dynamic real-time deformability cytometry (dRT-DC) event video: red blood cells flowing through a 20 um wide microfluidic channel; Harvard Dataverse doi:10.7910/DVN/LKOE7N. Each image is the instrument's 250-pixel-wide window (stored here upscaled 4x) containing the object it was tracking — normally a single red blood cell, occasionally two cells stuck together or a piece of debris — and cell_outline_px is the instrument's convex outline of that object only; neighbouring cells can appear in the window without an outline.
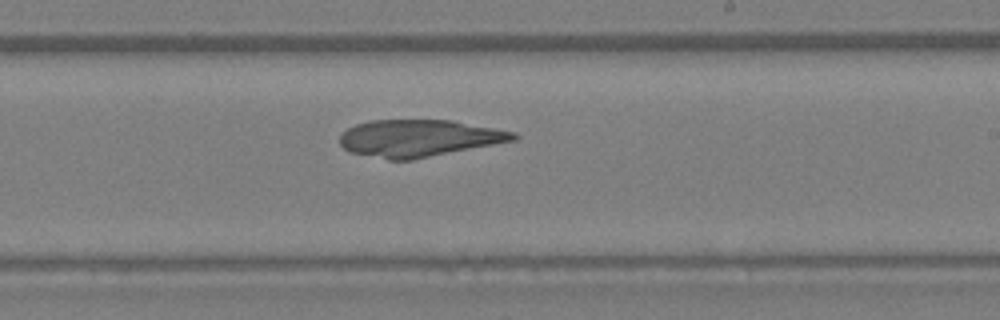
{"species": "Egyptian fruit bat (a non-hibernating species)", "species_latin": "Rousettus aegyptiacus", "temperature_condition": "warm", "stored_images_in_passage": 30, "camera_frame_rate_fps": 3000, "um_per_image_px": 0.085, "animal": {"sex": "female"}, "frame": {"image": 1, "passage_image": 13, "time_ms": 4.0, "image_size_px": [1000, 320], "cell_outline_px": [[520, 136], [516, 140], [412, 160], [388, 160], [348, 152], [340, 144], [340, 136], [348, 128], [356, 124], [372, 120], [452, 120], [516, 132]], "centroid_in_image_um": [35.61, 11.75], "position_along_channel_um": 253.4, "area_um2": 37.57}}